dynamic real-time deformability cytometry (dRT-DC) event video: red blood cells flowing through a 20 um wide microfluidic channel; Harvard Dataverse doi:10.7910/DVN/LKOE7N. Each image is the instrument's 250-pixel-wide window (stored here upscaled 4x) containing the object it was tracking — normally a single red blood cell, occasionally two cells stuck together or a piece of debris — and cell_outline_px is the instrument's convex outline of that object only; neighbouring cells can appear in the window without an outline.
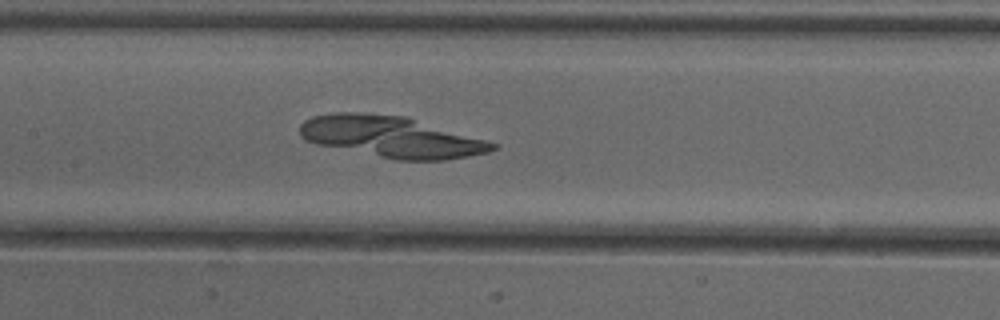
{"species": "common noctule bat (a hibernating species)", "species_latin": "Nyctalus noctula", "temperature_condition": "cold", "stored_images_in_passage": 52, "camera_frame_rate_fps": 3000, "um_per_image_px": 0.085, "animal": {"sex": "female"}, "frame": {"image": 1, "passage_image": 25, "time_ms": 8.0, "image_size_px": [1000, 320], "cell_outline_px": [[500, 148], [488, 152], [468, 156], [444, 160], [396, 160], [316, 144], [304, 140], [300, 136], [300, 124], [304, 120], [312, 116], [336, 112], [364, 112], [408, 116], [500, 144]], "centroid_in_image_um": [33.28, 11.62], "position_along_channel_um": 174.1, "area_um2": 46.88}}
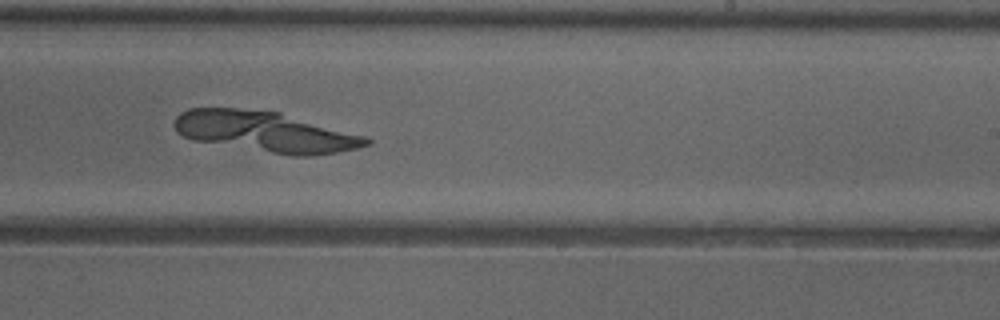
{"frame": {"image": 2, "passage_image": 32, "time_ms": 10.333, "image_size_px": [1000, 320], "cell_outline_px": [[372, 144], [356, 148], [336, 152], [312, 156], [292, 156], [192, 140], [176, 132], [176, 116], [180, 112], [188, 108], [236, 108], [280, 112], [364, 136], [372, 140]], "centroid_in_image_um": [22.55, 11.2], "position_along_channel_um": 266.5, "area_um2": 45.14}}
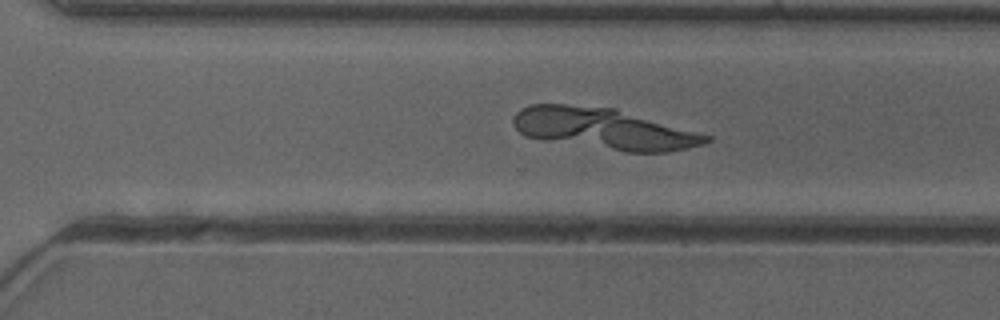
{"frame": {"image": 3, "passage_image": 36, "time_ms": 11.667, "image_size_px": [1000, 320], "cell_outline_px": [[712, 140], [704, 144], [688, 148], [668, 152], [624, 152], [544, 140], [524, 136], [512, 124], [512, 120], [516, 112], [520, 108], [528, 104], [564, 104], [616, 108], [712, 136]], "centroid_in_image_um": [51.31, 10.94], "position_along_channel_um": 319.3, "area_um2": 46.53}}